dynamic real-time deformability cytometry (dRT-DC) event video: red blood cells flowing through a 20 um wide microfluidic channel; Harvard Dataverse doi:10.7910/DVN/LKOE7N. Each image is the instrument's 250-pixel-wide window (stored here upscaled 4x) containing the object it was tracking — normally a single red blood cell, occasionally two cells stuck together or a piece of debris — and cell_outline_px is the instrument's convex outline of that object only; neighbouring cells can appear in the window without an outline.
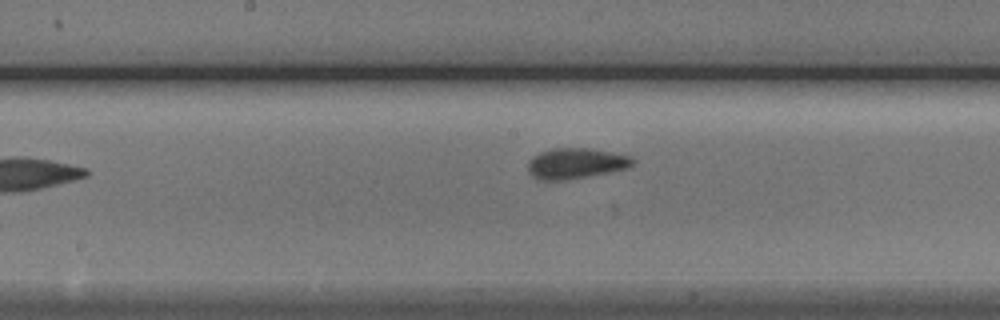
{"species": "Egyptian fruit bat (a non-hibernating species)", "species_latin": "Rousettus aegyptiacus", "temperature_condition": "cold", "stored_images_in_passage": 7, "camera_frame_rate_fps": 3000, "um_per_image_px": 0.085, "animal": {"sex": "male"}, "frame": {"image": 1, "passage_image": 5, "time_ms": 4.667, "image_size_px": [1000, 320], "cell_outline_px": [[636, 164], [628, 168], [608, 172], [560, 180], [544, 180], [532, 176], [528, 172], [528, 160], [532, 156], [540, 152], [552, 148], [588, 148], [632, 156], [636, 160]], "centroid_in_image_um": [48.96, 13.87], "position_along_channel_um": 199.2, "area_um2": 18.61}}